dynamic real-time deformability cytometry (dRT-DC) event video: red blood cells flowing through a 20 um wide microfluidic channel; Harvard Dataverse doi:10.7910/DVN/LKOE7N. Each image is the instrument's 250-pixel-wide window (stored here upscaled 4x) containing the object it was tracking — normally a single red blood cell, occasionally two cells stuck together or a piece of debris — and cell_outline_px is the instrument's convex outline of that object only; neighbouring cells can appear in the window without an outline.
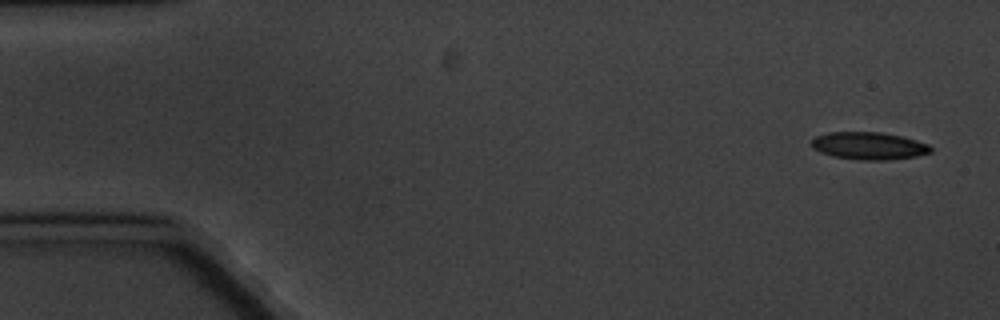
{"species": "common noctule bat (a hibernating species)", "species_latin": "Nyctalus noctula", "temperature_condition": "cold", "stored_images_in_passage": 5, "camera_frame_rate_fps": 3000, "um_per_image_px": 0.085, "animal": {"sex": "male", "body_mass_g": 20.1, "forearm_length_mm": 53.5}, "frame": {"image": 1, "passage_image": 1, "time_ms": 0.0, "image_size_px": [1000, 320], "cell_outline_px": [[932, 152], [916, 156], [892, 160], [860, 160], [832, 156], [820, 152], [812, 148], [812, 140], [816, 136], [828, 132], [880, 132], [900, 136], [916, 140], [928, 144], [932, 148]], "centroid_in_image_um": [73.85, 12.4], "position_along_channel_um": 11.1, "area_um2": 19.13}}
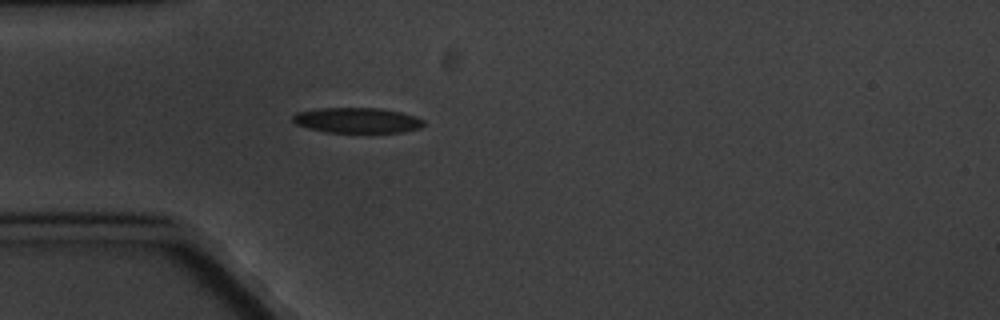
{"frame": {"image": 2, "passage_image": 5, "time_ms": 4.667, "image_size_px": [1000, 320], "cell_outline_px": [[424, 124], [420, 128], [404, 132], [324, 132], [308, 128], [296, 124], [292, 120], [292, 116], [296, 112], [316, 108], [380, 108], [400, 112], [424, 120]], "centroid_in_image_um": [30.31, 10.22], "position_along_channel_um": 54.7, "area_um2": 19.31}}